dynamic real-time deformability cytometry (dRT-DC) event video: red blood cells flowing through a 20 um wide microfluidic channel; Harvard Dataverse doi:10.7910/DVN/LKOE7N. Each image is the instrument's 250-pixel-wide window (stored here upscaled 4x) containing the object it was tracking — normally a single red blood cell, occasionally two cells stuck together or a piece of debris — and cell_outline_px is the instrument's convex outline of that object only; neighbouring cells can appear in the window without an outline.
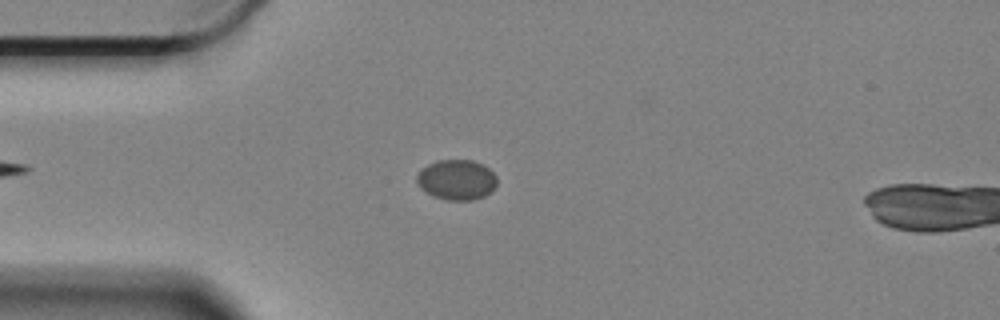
{"species": "Egyptian fruit bat (a non-hibernating species)", "species_latin": "Rousettus aegyptiacus", "temperature_condition": "cold", "stored_images_in_passage": 50, "camera_frame_rate_fps": 3000, "um_per_image_px": 0.085, "animal": {"sex": "female"}, "frame": {"image": 1, "passage_image": 12, "time_ms": 3.667, "image_size_px": [1000, 320], "cell_outline_px": [[496, 184], [484, 196], [472, 200], [448, 200], [436, 196], [428, 192], [416, 180], [416, 176], [428, 164], [436, 160], [472, 160], [484, 164], [496, 176]], "centroid_in_image_um": [38.84, 15.25], "position_along_channel_um": 46.2, "area_um2": 18.32}}
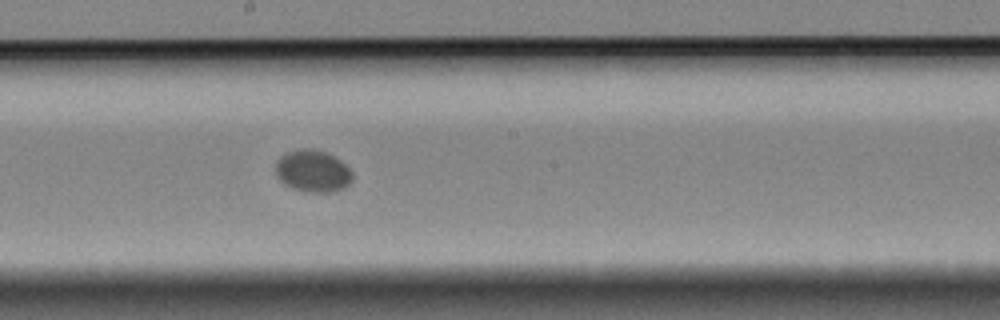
{"frame": {"image": 2, "passage_image": 29, "time_ms": 9.333, "image_size_px": [1000, 320], "cell_outline_px": [[352, 180], [344, 188], [332, 192], [304, 192], [292, 188], [284, 184], [276, 176], [276, 160], [284, 152], [300, 148], [312, 148], [324, 152], [340, 160], [352, 172]], "centroid_in_image_um": [26.54, 14.54], "position_along_channel_um": 221.7, "area_um2": 18.96}}
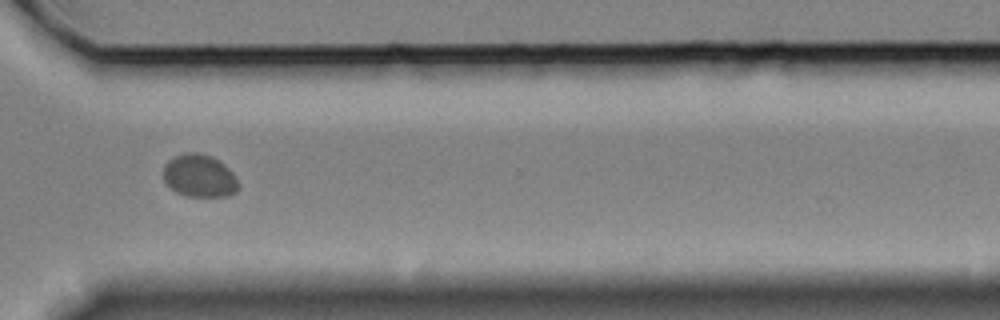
{"frame": {"image": 3, "passage_image": 41, "time_ms": 13.333, "image_size_px": [1000, 320], "cell_outline_px": [[240, 184], [236, 192], [228, 196], [188, 196], [176, 192], [164, 180], [164, 164], [168, 160], [184, 152], [200, 152], [212, 156], [220, 160], [232, 172]], "centroid_in_image_um": [16.97, 14.93], "position_along_channel_um": 353.6, "area_um2": 18.79}}